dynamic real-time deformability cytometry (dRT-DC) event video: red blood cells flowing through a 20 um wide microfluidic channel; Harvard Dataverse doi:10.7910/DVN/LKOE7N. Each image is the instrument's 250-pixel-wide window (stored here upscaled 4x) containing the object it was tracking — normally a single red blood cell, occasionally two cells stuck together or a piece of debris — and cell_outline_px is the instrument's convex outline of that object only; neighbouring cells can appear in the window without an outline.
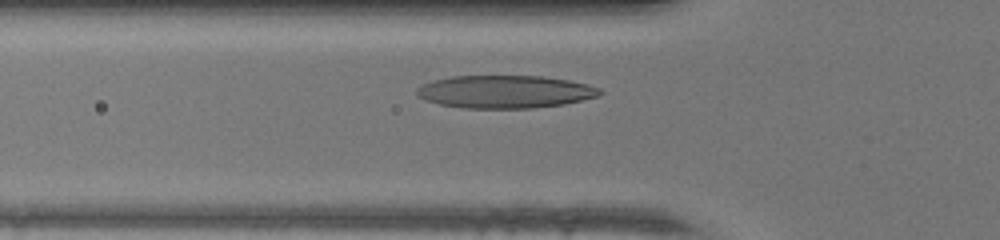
{"species": "human", "species_latin": "Homo sapiens", "temperature_condition": "warm", "stored_images_in_passage": 30, "camera_frame_rate_fps": 3000, "um_per_image_px": 0.085, "donor": {"sex": "female"}, "frame": {"image": 1, "passage_image": 8, "time_ms": 2.333, "image_size_px": [1000, 240], "cell_outline_px": [[604, 92], [600, 96], [564, 104], [532, 108], [460, 108], [440, 104], [428, 100], [420, 96], [416, 92], [416, 88], [424, 84], [436, 80], [452, 76], [544, 76], [568, 80], [588, 84], [600, 88]], "centroid_in_image_um": [43.0, 7.8], "position_along_channel_um": 82.8, "area_um2": 34.91}}
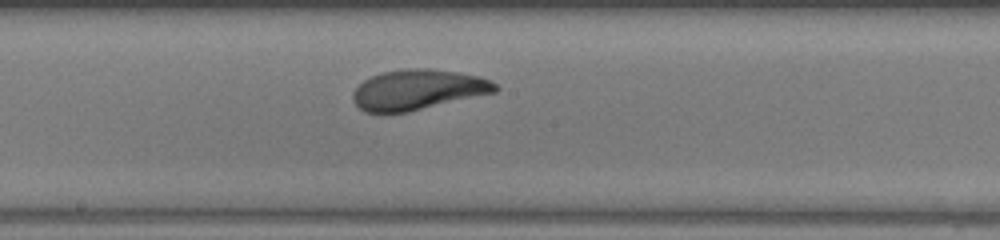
{"frame": {"image": 2, "passage_image": 17, "time_ms": 5.333, "image_size_px": [1000, 240], "cell_outline_px": [[500, 88], [496, 92], [408, 112], [364, 112], [352, 100], [352, 92], [364, 80], [372, 76], [384, 72], [408, 68], [428, 68], [460, 72], [480, 76], [496, 84]], "centroid_in_image_um": [35.53, 7.62], "position_along_channel_um": 212.7, "area_um2": 33.29}}
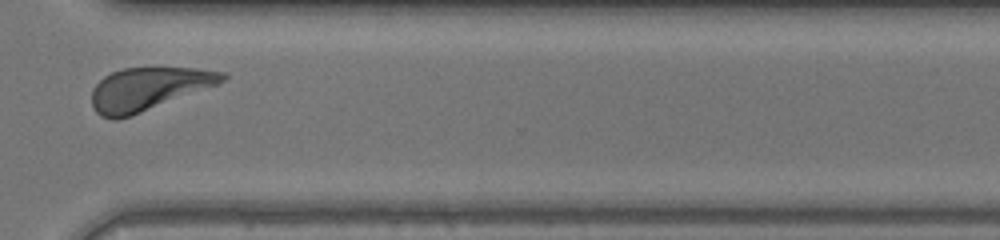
{"frame": {"image": 3, "passage_image": 27, "time_ms": 8.667, "image_size_px": [1000, 240], "cell_outline_px": [[228, 76], [224, 80], [216, 84], [140, 112], [116, 120], [112, 120], [100, 116], [92, 108], [92, 88], [104, 76], [112, 72], [124, 68], [196, 68], [224, 72]], "centroid_in_image_um": [12.54, 7.55], "position_along_channel_um": 358.1, "area_um2": 31.96}, "authors_computed_cell_mechanics": {"area_um2": 33.3217, "velocity_mm_per_s": 4.3357, "shape_relaxation_time_tau1_ms": 2.811, "shape_relaxation_time_tau2_ms": 1.3481, "deformation_change_tau1": 0.1719, "deformation_change_tau2": 0.0806}}